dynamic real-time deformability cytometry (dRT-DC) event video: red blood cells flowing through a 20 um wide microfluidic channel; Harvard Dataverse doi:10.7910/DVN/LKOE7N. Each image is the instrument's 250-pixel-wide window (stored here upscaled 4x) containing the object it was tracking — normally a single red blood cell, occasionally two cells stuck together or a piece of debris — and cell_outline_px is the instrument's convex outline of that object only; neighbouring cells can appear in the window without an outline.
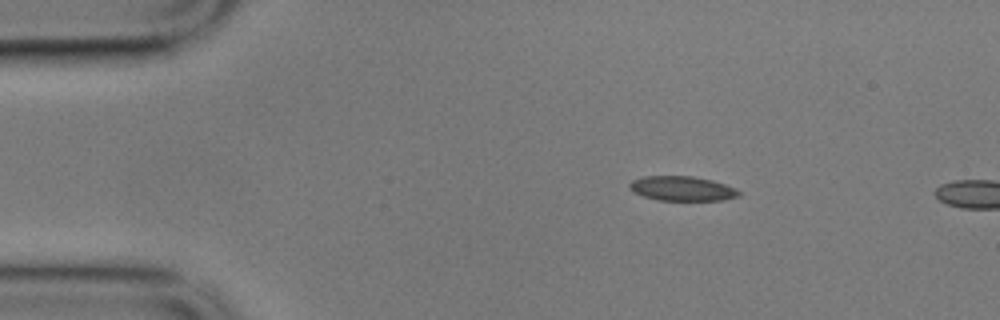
{"species": "common noctule bat (a hibernating species)", "species_latin": "Nyctalus noctula", "temperature_condition": "cold", "stored_images_in_passage": 3, "camera_frame_rate_fps": 3000, "um_per_image_px": 0.085, "animal": {"sex": "male", "body_mass_g": 17.9}, "frame": {"image": 1, "passage_image": 2, "time_ms": 0.333, "image_size_px": [1000, 320], "cell_outline_px": [[740, 196], [724, 200], [660, 200], [644, 196], [632, 192], [628, 188], [628, 184], [632, 180], [644, 176], [692, 176], [712, 180], [736, 188], [740, 192]], "centroid_in_image_um": [57.97, 16.02], "position_along_channel_um": 27.0, "area_um2": 15.72}}